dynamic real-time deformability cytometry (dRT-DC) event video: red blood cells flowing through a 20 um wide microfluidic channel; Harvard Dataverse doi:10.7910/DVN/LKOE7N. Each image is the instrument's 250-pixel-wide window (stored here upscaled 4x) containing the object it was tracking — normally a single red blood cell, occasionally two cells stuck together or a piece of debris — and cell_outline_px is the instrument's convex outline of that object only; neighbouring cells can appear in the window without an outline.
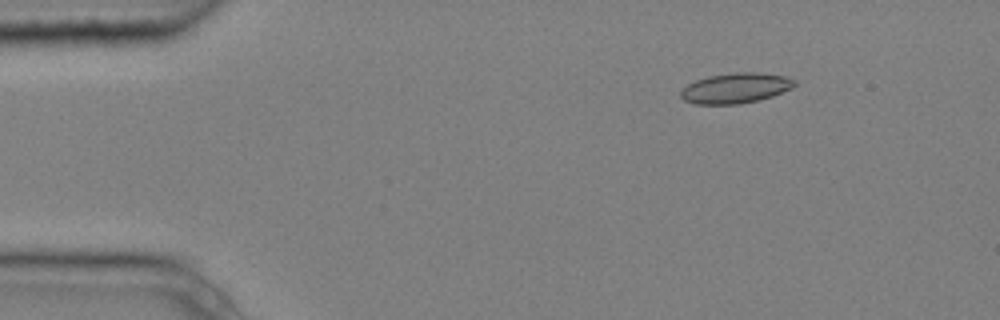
{"species": "common noctule bat (a hibernating species)", "species_latin": "Nyctalus noctula", "temperature_condition": "cold", "stored_images_in_passage": 3, "camera_frame_rate_fps": 3000, "um_per_image_px": 0.085, "animal": {"sex": "male", "body_mass_g": 20.4}, "frame": {"image": 1, "passage_image": 1, "time_ms": 0.0, "image_size_px": [1000, 320], "cell_outline_px": [[796, 84], [792, 88], [772, 96], [740, 104], [696, 104], [684, 100], [680, 96], [680, 88], [696, 80], [708, 76], [736, 72], [756, 72], [784, 76], [796, 80]], "centroid_in_image_um": [62.5, 7.48], "position_along_channel_um": 22.5, "area_um2": 20.06}}